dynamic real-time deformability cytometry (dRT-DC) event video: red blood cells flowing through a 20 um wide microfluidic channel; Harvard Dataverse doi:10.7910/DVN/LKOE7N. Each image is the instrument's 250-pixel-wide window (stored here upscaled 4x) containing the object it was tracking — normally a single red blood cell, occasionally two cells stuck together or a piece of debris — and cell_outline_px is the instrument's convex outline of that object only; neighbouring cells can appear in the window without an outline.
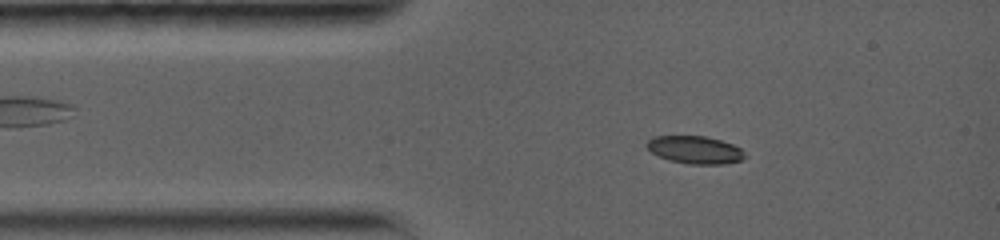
{"species": "common noctule bat (a hibernating species)", "species_latin": "Nyctalus noctula", "temperature_condition": "warm", "stored_images_in_passage": 69, "camera_frame_rate_fps": 5000, "um_per_image_px": 0.085, "animal": {"sex": "female", "body_mass_g": 19.0, "forearm_length_mm": 56.7}, "frame": {"image": 1, "passage_image": 6, "time_ms": 1.4, "image_size_px": [1000, 240], "cell_outline_px": [[744, 156], [740, 160], [724, 164], [688, 164], [668, 160], [652, 152], [644, 144], [652, 136], [704, 136], [720, 140], [732, 144], [740, 148], [744, 152]], "centroid_in_image_um": [59.04, 12.73], "position_along_channel_um": 26.0, "area_um2": 15.72}}
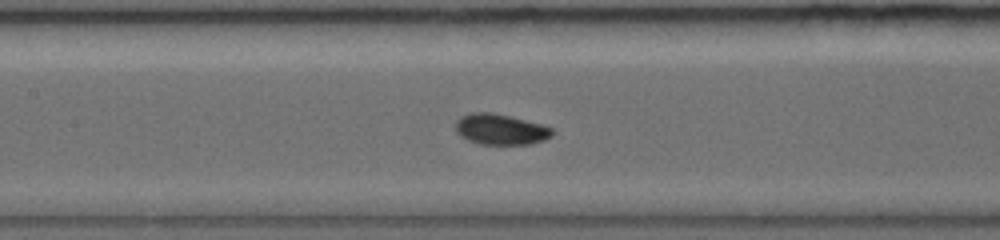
{"frame": {"image": 2, "passage_image": 26, "time_ms": 5.6, "image_size_px": [1000, 240], "cell_outline_px": [[552, 136], [544, 140], [528, 144], [480, 144], [468, 140], [460, 136], [456, 132], [456, 120], [460, 116], [472, 112], [492, 112], [544, 124], [552, 128]], "centroid_in_image_um": [42.54, 10.98], "position_along_channel_um": 164.9, "area_um2": 17.4}}
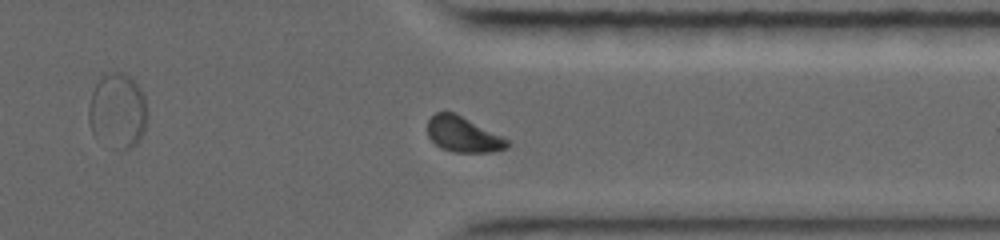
{"frame": {"image": 3, "passage_image": 53, "time_ms": 11.0, "image_size_px": [1000, 240], "cell_outline_px": [[508, 148], [492, 152], [452, 152], [440, 148], [428, 136], [428, 120], [436, 112], [452, 112], [508, 140]], "centroid_in_image_um": [39.32, 11.46], "position_along_channel_um": 372.1, "area_um2": 15.95}, "authors_computed_cell_mechanics": {"area_um2": 16.8776, "velocity_mm_per_s": 3.832, "shape_relaxation_time_tau1_ms": 3.3964, "shape_relaxation_time_tau2_ms": null, "deformation_change_tau1": 0.1226, "deformation_change_tau2": null}}